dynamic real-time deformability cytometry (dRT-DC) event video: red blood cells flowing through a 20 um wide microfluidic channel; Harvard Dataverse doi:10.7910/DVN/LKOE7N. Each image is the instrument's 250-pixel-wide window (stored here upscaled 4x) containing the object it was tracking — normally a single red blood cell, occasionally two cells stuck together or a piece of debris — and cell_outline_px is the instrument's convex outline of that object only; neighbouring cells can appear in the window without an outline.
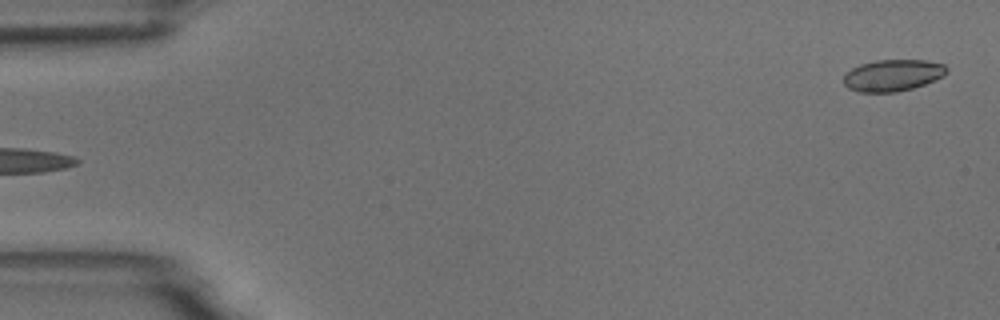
{"species": "common noctule bat (a hibernating species)", "species_latin": "Nyctalus noctula", "temperature_condition": "room temperature", "stored_images_in_passage": 5, "segment_of_instrument_passage": [2, 2], "camera_frame_rate_fps": 3000, "um_per_image_px": 0.085, "animal": {"sex": "male", "body_mass_g": 18.8}, "frame": {"image": 1, "passage_image": 5, "time_ms": 4.667, "image_size_px": [1000, 320], "cell_outline_px": [[948, 72], [944, 76], [924, 84], [912, 88], [896, 92], [860, 92], [848, 88], [844, 84], [844, 76], [852, 68], [860, 64], [876, 60], [924, 60], [944, 64], [948, 68]], "centroid_in_image_um": [75.9, 6.4], "position_along_channel_um": 9.1, "area_um2": 18.96}}